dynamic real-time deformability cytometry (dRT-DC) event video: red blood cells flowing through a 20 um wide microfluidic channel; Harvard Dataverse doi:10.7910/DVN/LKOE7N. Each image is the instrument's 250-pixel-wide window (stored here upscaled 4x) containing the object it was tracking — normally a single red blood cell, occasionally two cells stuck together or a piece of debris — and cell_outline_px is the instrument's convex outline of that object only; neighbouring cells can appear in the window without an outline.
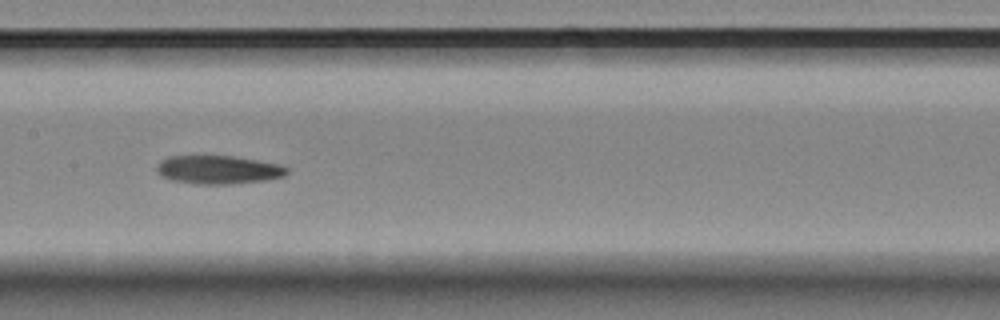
{"species": "Egyptian fruit bat (a non-hibernating species)", "species_latin": "Rousettus aegyptiacus", "temperature_condition": "room temperature", "stored_images_in_passage": 54, "camera_frame_rate_fps": 3000, "um_per_image_px": 0.085, "animal": {"sex": "female"}, "frame": {"image": 1, "passage_image": 24, "time_ms": 7.667, "image_size_px": [1000, 320], "cell_outline_px": [[288, 172], [284, 176], [264, 180], [232, 184], [196, 184], [172, 180], [160, 176], [156, 172], [156, 164], [160, 160], [168, 156], [232, 156], [280, 164], [288, 168]], "centroid_in_image_um": [18.51, 14.43], "position_along_channel_um": 188.9, "area_um2": 21.68}}
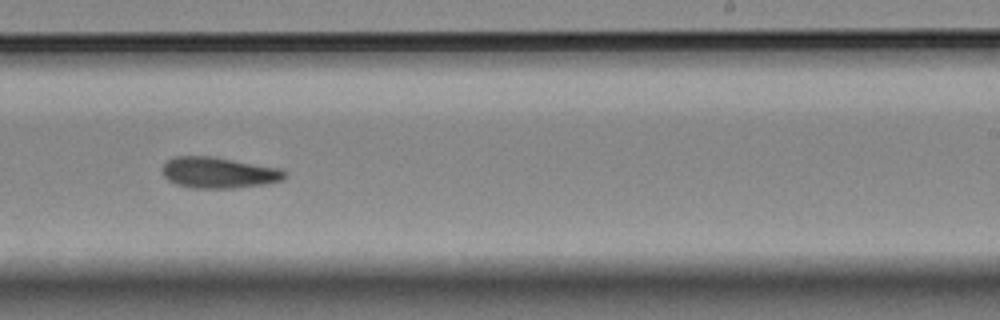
{"frame": {"image": 2, "passage_image": 31, "time_ms": 10.0, "image_size_px": [1000, 320], "cell_outline_px": [[288, 176], [284, 180], [268, 184], [232, 188], [192, 188], [176, 184], [168, 180], [164, 176], [164, 164], [168, 160], [176, 156], [212, 156], [280, 168], [288, 172]], "centroid_in_image_um": [18.66, 14.68], "position_along_channel_um": 270.3, "area_um2": 22.25}}